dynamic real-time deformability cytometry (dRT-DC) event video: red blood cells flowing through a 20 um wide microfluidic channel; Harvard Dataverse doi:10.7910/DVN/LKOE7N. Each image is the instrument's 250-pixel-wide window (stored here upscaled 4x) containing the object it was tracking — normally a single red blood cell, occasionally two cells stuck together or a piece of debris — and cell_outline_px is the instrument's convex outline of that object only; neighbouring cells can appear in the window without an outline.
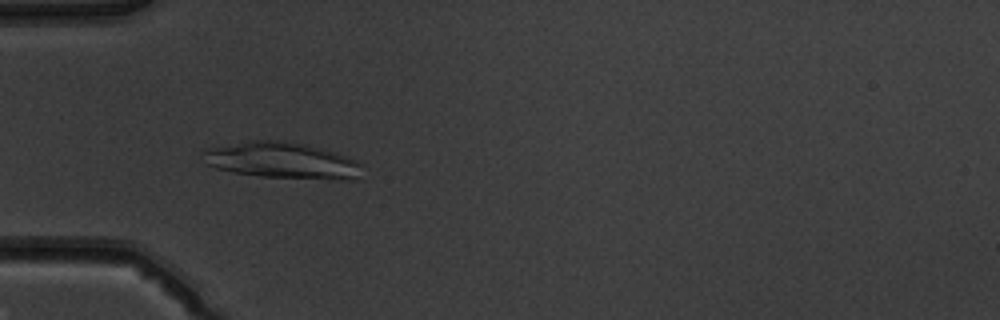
{"species": "common noctule bat (a hibernating species)", "species_latin": "Nyctalus noctula", "temperature_condition": "warm", "stored_images_in_passage": 51, "camera_frame_rate_fps": 3000, "um_per_image_px": 0.085, "animal": {"sex": "male", "body_mass_g": 19.5, "forearm_length_mm": 54.6}, "frame": {"image": 1, "passage_image": 16, "time_ms": 5.0, "image_size_px": [1000, 320], "cell_outline_px": [[364, 164], [356, 176], [352, 180], [340, 180], [260, 176], [236, 172], [216, 168], [208, 164], [200, 152], [208, 148], [248, 140], [284, 140], [304, 144], [336, 152], [356, 160]], "centroid_in_image_um": [23.99, 13.63], "position_along_channel_um": 61.0, "area_um2": 33.58}}
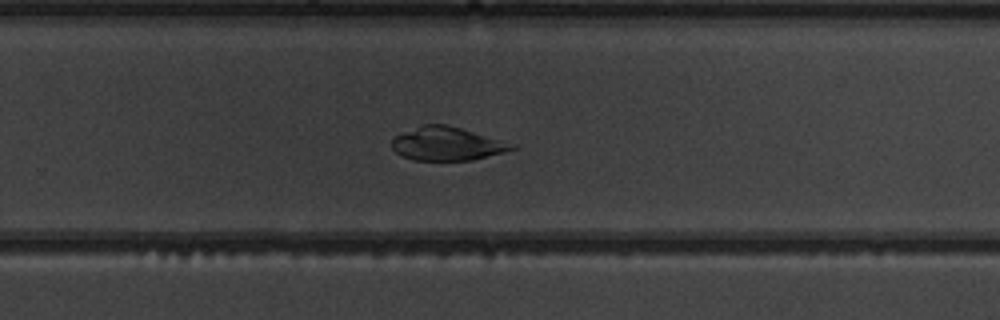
{"frame": {"image": 2, "passage_image": 34, "time_ms": 11.0, "image_size_px": [1000, 320], "cell_outline_px": [[520, 144], [516, 148], [504, 152], [472, 160], [412, 160], [396, 152], [392, 148], [392, 140], [396, 136], [404, 132], [424, 124], [444, 124], [460, 128]], "centroid_in_image_um": [38.06, 12.22], "position_along_channel_um": 291.7, "area_um2": 23.35}}
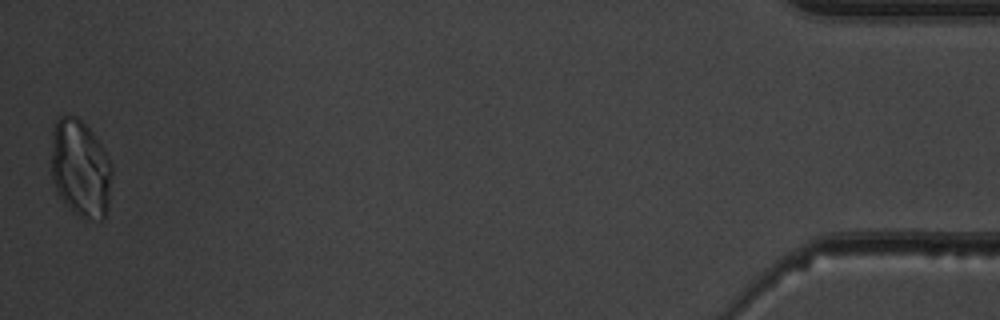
{"frame": {"image": 3, "passage_image": 51, "time_ms": 16.667, "image_size_px": [1000, 320], "cell_outline_px": [[112, 172], [108, 204], [104, 220], [84, 220], [72, 212], [56, 192], [52, 176], [52, 132], [56, 120], [60, 116], [76, 116], [92, 132], [112, 164]], "centroid_in_image_um": [6.84, 14.37], "position_along_channel_um": 428.4, "area_um2": 34.56}}